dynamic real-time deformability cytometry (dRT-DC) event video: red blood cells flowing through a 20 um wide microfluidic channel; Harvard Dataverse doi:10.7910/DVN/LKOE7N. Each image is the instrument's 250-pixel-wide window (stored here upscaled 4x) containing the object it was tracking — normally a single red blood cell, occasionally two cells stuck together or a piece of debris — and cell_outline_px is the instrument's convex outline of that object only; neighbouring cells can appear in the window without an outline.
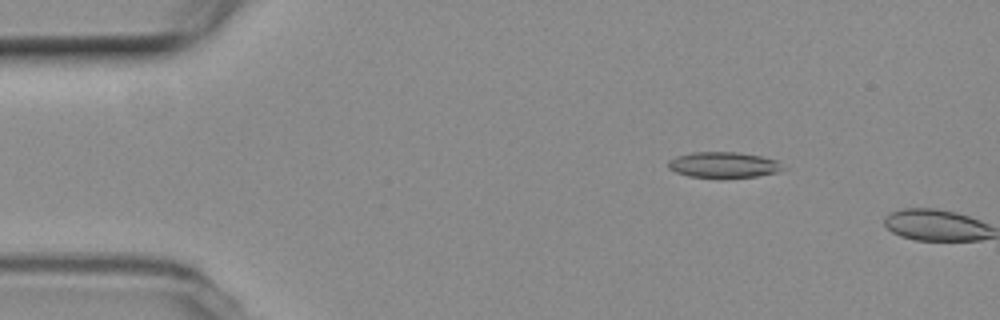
{"species": "common noctule bat (a hibernating species)", "species_latin": "Nyctalus noctula", "temperature_condition": "room temperature", "stored_images_in_passage": 9, "camera_frame_rate_fps": 3000, "um_per_image_px": 0.085, "animal": {"sex": "female", "body_mass_g": 19.3, "forearm_length_mm": 54.1}, "frame": {"image": 1, "passage_image": 8, "time_ms": 2.333, "image_size_px": [1000, 320], "cell_outline_px": [[780, 172], [756, 176], [688, 176], [676, 172], [668, 168], [668, 160], [676, 156], [692, 152], [736, 152], [760, 156], [776, 160], [780, 168]], "centroid_in_image_um": [61.43, 13.99], "position_along_channel_um": 23.6, "area_um2": 16.59}}